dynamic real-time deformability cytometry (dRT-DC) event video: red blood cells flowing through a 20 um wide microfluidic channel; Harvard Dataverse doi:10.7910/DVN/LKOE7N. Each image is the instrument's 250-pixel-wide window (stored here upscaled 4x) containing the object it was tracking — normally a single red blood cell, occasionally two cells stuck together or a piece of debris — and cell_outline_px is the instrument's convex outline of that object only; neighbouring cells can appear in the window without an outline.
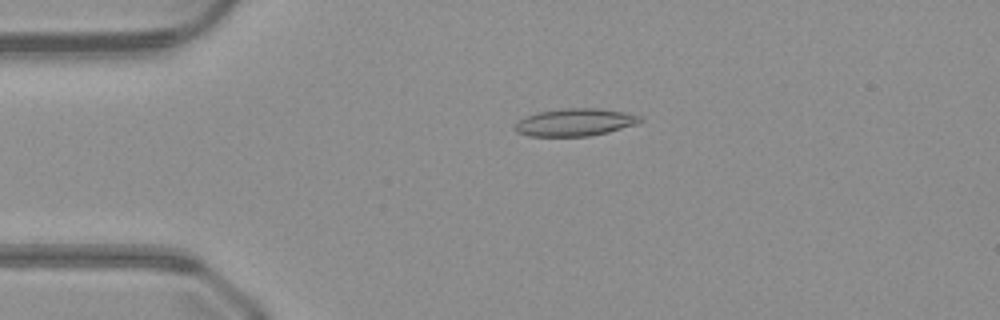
{"species": "common noctule bat (a hibernating species)", "species_latin": "Nyctalus noctula", "temperature_condition": "warm", "stored_images_in_passage": 50, "camera_frame_rate_fps": 3000, "um_per_image_px": 0.085, "animal": {"sex": "male", "body_mass_g": 23.1, "forearm_length_mm": 52.7}, "frame": {"image": 1, "passage_image": 11, "time_ms": 3.333, "image_size_px": [1000, 320], "cell_outline_px": [[644, 120], [636, 124], [608, 132], [588, 136], [528, 136], [516, 132], [516, 124], [520, 120], [528, 116], [540, 112], [568, 108], [596, 108], [624, 112], [640, 116]], "centroid_in_image_um": [48.91, 10.4], "position_along_channel_um": 36.1, "area_um2": 19.71}}
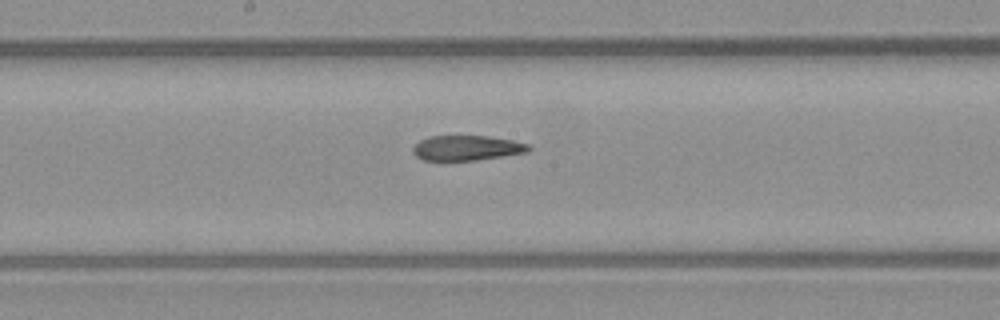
{"frame": {"image": 2, "passage_image": 26, "time_ms": 8.333, "image_size_px": [1000, 320], "cell_outline_px": [[532, 148], [528, 152], [476, 160], [424, 160], [416, 156], [412, 152], [412, 148], [420, 140], [432, 136], [488, 136], [512, 140], [532, 144]], "centroid_in_image_um": [39.72, 12.57], "position_along_channel_um": 208.5, "area_um2": 16.88}}
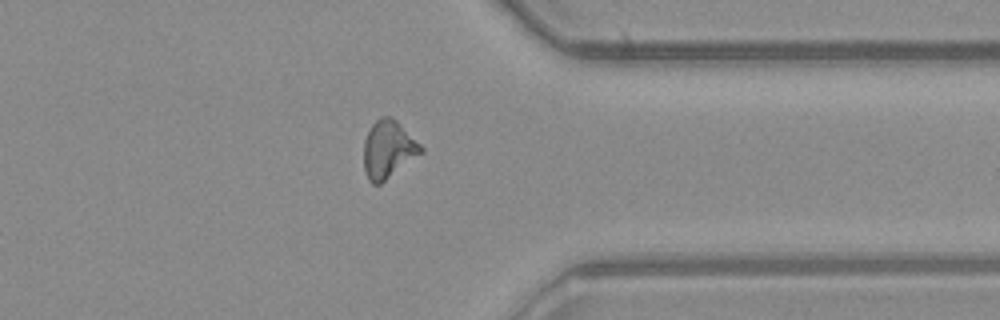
{"frame": {"image": 3, "passage_image": 39, "time_ms": 12.667, "image_size_px": [1000, 320], "cell_outline_px": [[424, 152], [380, 184], [372, 184], [368, 180], [364, 168], [364, 140], [372, 124], [380, 116], [392, 116], [424, 148]], "centroid_in_image_um": [33.0, 12.7], "position_along_channel_um": 378.4, "area_um2": 19.19}}